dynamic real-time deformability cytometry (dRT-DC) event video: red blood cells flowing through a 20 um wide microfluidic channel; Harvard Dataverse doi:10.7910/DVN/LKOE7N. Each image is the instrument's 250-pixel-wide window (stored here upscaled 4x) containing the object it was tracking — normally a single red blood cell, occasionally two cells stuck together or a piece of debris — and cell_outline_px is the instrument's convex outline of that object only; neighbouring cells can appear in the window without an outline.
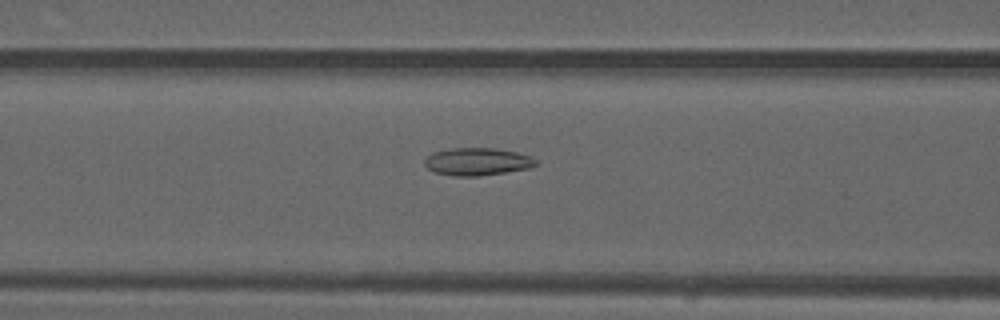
{"species": "common noctule bat (a hibernating species)", "species_latin": "Nyctalus noctula", "temperature_condition": "warm", "stored_images_in_passage": 30, "camera_frame_rate_fps": 3000, "um_per_image_px": 0.085, "animal": {"sex": "male", "forearm_length_mm": 52.5}, "frame": {"image": 1, "passage_image": 21, "time_ms": 6.667, "image_size_px": [1000, 320], "cell_outline_px": [[536, 164], [528, 168], [504, 172], [476, 176], [456, 176], [436, 172], [428, 168], [424, 164], [424, 160], [432, 152], [452, 148], [492, 148], [516, 152], [528, 156], [536, 160]], "centroid_in_image_um": [40.52, 13.73], "position_along_channel_um": 126.1, "area_um2": 17.51}}
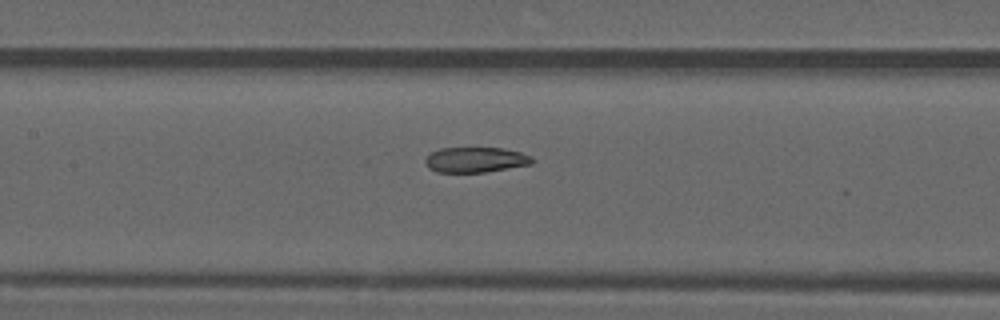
{"frame": {"image": 2, "passage_image": 24, "time_ms": 7.667, "image_size_px": [1000, 320], "cell_outline_px": [[536, 160], [532, 164], [484, 172], [436, 172], [428, 168], [424, 160], [432, 152], [440, 148], [504, 148], [520, 152], [532, 156]], "centroid_in_image_um": [40.45, 13.58], "position_along_channel_um": 167.0, "area_um2": 15.78}}
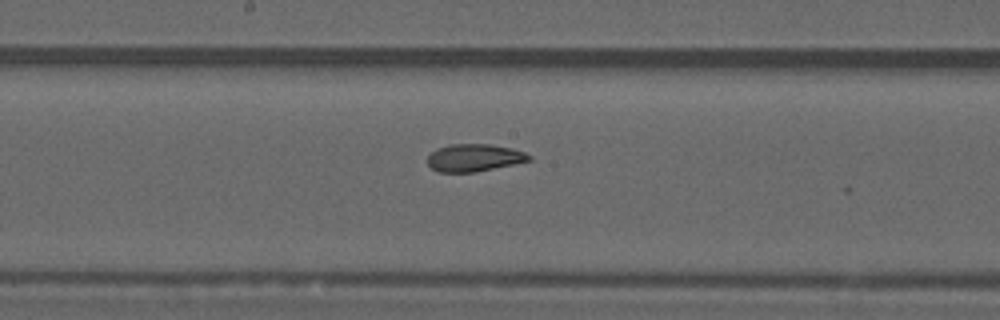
{"frame": {"image": 3, "passage_image": 27, "time_ms": 8.667, "image_size_px": [1000, 320], "cell_outline_px": [[532, 160], [476, 172], [440, 172], [432, 168], [428, 164], [428, 156], [436, 148], [448, 144], [488, 144], [512, 148], [524, 152], [532, 156]], "centroid_in_image_um": [40.31, 13.4], "position_along_channel_um": 207.9, "area_um2": 16.24}}